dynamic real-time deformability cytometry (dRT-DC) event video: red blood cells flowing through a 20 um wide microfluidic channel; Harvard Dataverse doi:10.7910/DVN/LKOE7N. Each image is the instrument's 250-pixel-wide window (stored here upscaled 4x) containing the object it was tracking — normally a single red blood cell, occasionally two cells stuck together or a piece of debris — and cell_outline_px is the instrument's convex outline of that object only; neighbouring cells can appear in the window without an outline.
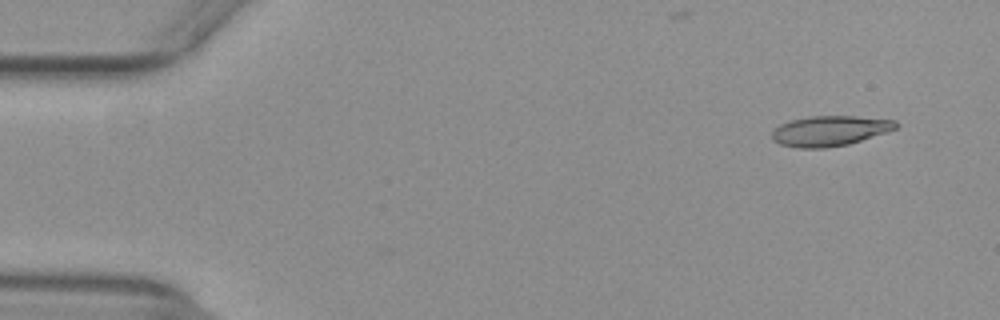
{"species": "common noctule bat (a hibernating species)", "species_latin": "Nyctalus noctula", "temperature_condition": "warm", "stored_images_in_passage": 38, "camera_frame_rate_fps": 3000, "um_per_image_px": 0.085, "animal": {"sex": "female", "body_mass_g": 29.2, "forearm_length_mm": 56.3}, "frame": {"image": 1, "passage_image": 1, "time_ms": 0.0, "image_size_px": [1000, 320], "cell_outline_px": [[900, 124], [896, 128], [888, 132], [848, 144], [824, 148], [796, 148], [780, 144], [772, 140], [772, 128], [780, 124], [792, 120], [812, 116], [856, 116], [896, 120]], "centroid_in_image_um": [70.53, 11.12], "position_along_channel_um": 14.5, "area_um2": 21.96}}
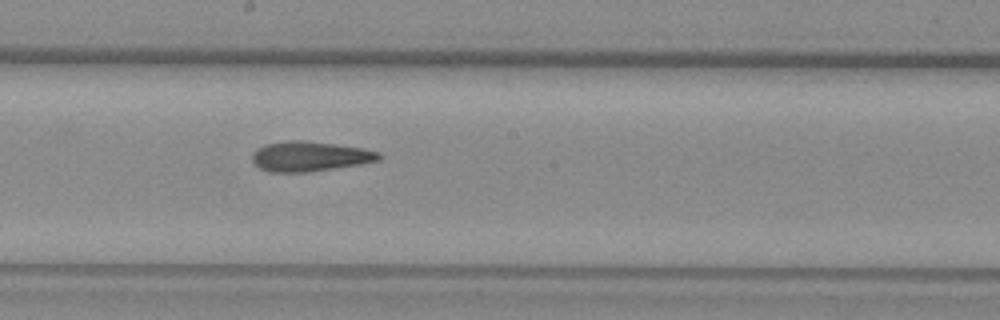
{"frame": {"image": 2, "passage_image": 26, "time_ms": 8.333, "image_size_px": [1000, 320], "cell_outline_px": [[384, 156], [380, 160], [360, 164], [308, 172], [268, 172], [260, 168], [252, 160], [252, 152], [256, 148], [264, 144], [288, 140], [304, 140], [360, 148], [380, 152]], "centroid_in_image_um": [26.31, 13.29], "position_along_channel_um": 221.9, "area_um2": 22.14}}
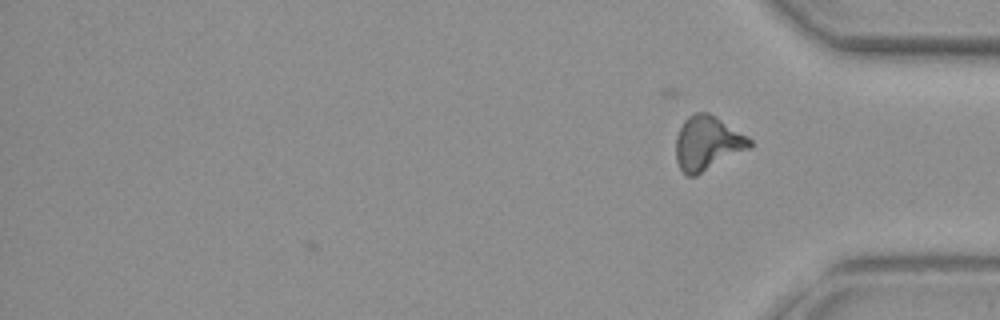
{"frame": {"image": 3, "passage_image": 38, "time_ms": 12.333, "image_size_px": [1000, 320], "cell_outline_px": [[752, 148], [696, 176], [688, 176], [680, 168], [676, 160], [676, 136], [684, 120], [688, 116], [696, 112], [708, 112], [748, 136], [752, 140]], "centroid_in_image_um": [60.15, 12.18], "position_along_channel_um": 375.0, "area_um2": 23.47}, "authors_computed_cell_mechanics": {"area_um2": 21.964, "velocity_mm_per_s": 3.9325, "shape_relaxation_time_tau1_ms": null, "shape_relaxation_time_tau2_ms": 2.3929, "deformation_change_tau1": null, "deformation_change_tau2": 0.125}}